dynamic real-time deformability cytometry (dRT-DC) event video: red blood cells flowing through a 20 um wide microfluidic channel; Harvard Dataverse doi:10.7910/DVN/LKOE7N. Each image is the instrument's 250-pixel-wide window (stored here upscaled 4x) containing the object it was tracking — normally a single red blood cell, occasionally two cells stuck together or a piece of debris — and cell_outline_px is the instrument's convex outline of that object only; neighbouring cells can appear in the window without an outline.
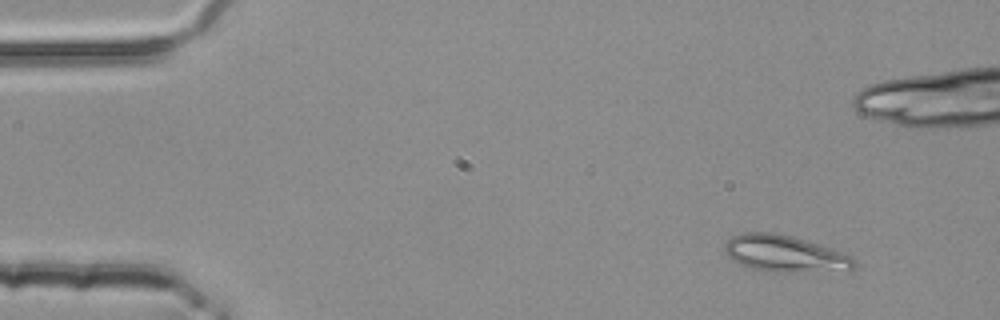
{"species": "common noctule bat (a hibernating species)", "species_latin": "Nyctalus noctula", "temperature_condition": "room temperature", "stored_images_in_passage": 39, "camera_frame_rate_fps": 3000, "um_per_image_px": 0.085, "animal": {"sex": "female", "body_mass_g": 25.1}, "frame": {"image": 1, "passage_image": 1, "time_ms": 0.0, "image_size_px": [1000, 320], "cell_outline_px": [[856, 264], [852, 268], [752, 268], [740, 264], [732, 260], [724, 252], [724, 244], [732, 236], [744, 232], [772, 232], [792, 236], [832, 248], [852, 256]], "centroid_in_image_um": [66.57, 21.44], "position_along_channel_um": 18.4, "area_um2": 25.55}}
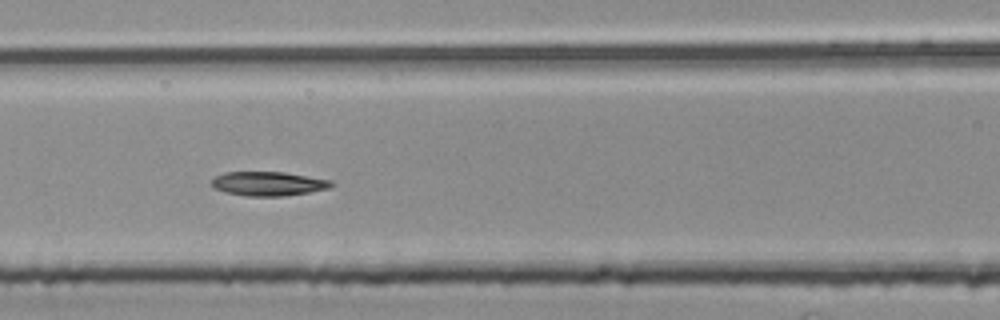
{"frame": {"image": 2, "passage_image": 19, "time_ms": 6.0, "image_size_px": [1000, 320], "cell_outline_px": [[336, 184], [328, 188], [308, 192], [284, 196], [244, 196], [224, 192], [216, 188], [212, 184], [212, 180], [216, 176], [228, 172], [284, 172], [332, 180]], "centroid_in_image_um": [22.84, 15.61], "position_along_channel_um": 143.8, "area_um2": 16.76}}
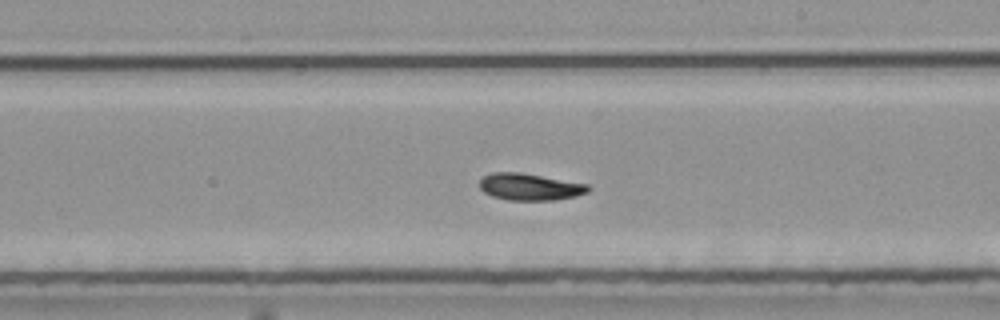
{"frame": {"image": 3, "passage_image": 27, "time_ms": 8.667, "image_size_px": [1000, 320], "cell_outline_px": [[592, 188], [588, 192], [576, 196], [552, 200], [508, 200], [492, 196], [484, 192], [480, 188], [480, 180], [484, 176], [492, 172], [520, 172], [588, 184]], "centroid_in_image_um": [45.05, 15.88], "position_along_channel_um": 244.0, "area_um2": 16.99}}